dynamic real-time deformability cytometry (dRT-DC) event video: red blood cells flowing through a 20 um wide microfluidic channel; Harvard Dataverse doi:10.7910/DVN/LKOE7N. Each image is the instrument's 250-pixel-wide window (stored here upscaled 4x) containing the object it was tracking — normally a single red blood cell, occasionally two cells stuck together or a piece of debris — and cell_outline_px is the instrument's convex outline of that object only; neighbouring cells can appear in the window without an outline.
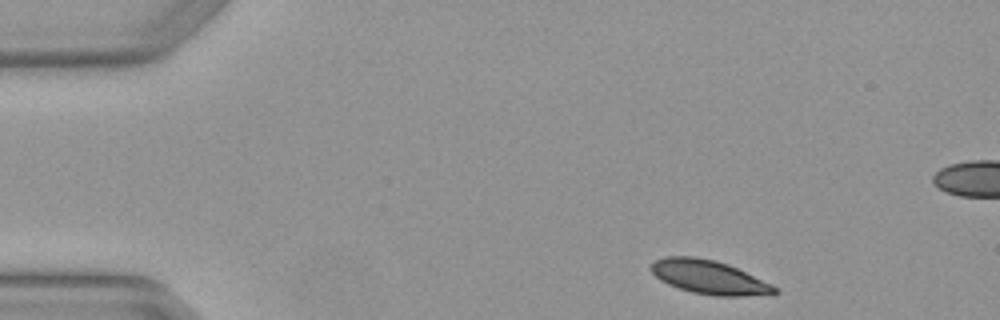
{"species": "Egyptian fruit bat (a non-hibernating species)", "species_latin": "Rousettus aegyptiacus", "temperature_condition": "warm", "stored_images_in_passage": 4, "camera_frame_rate_fps": 3000, "um_per_image_px": 0.085, "animal": {"sex": "female"}, "frame": {"image": 1, "passage_image": 1, "time_ms": 0.0, "image_size_px": [1000, 320], "cell_outline_px": [[780, 292], [772, 296], [716, 296], [692, 292], [668, 284], [660, 280], [648, 268], [656, 260], [664, 256], [696, 256], [716, 260], [728, 264], [772, 284]], "centroid_in_image_um": [60.32, 23.57], "position_along_channel_um": 24.7, "area_um2": 24.62}}